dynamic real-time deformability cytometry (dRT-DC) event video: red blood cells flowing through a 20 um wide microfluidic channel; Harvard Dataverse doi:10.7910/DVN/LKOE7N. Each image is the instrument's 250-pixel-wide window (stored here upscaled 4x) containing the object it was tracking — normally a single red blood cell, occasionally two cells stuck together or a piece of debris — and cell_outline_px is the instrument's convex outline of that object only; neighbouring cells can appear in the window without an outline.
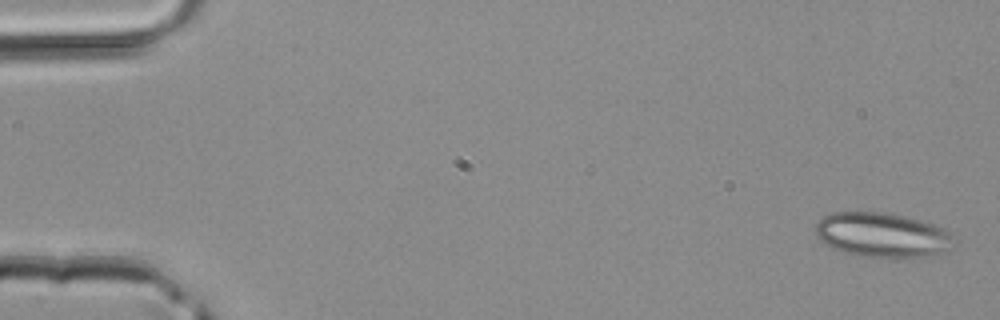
{"species": "common noctule bat (a hibernating species)", "species_latin": "Nyctalus noctula", "temperature_condition": "room temperature", "stored_images_in_passage": 4, "camera_frame_rate_fps": 3000, "um_per_image_px": 0.085, "animal": {"sex": "male", "body_mass_g": 20.4}, "frame": {"image": 1, "passage_image": 1, "time_ms": 0.0, "image_size_px": [1000, 320], "cell_outline_px": [[952, 248], [948, 252], [924, 256], [864, 256], [844, 252], [832, 248], [824, 244], [816, 236], [816, 224], [824, 216], [832, 212], [884, 212], [908, 216], [944, 228], [948, 232]], "centroid_in_image_um": [74.95, 19.95], "position_along_channel_um": 10.0, "area_um2": 35.55}}